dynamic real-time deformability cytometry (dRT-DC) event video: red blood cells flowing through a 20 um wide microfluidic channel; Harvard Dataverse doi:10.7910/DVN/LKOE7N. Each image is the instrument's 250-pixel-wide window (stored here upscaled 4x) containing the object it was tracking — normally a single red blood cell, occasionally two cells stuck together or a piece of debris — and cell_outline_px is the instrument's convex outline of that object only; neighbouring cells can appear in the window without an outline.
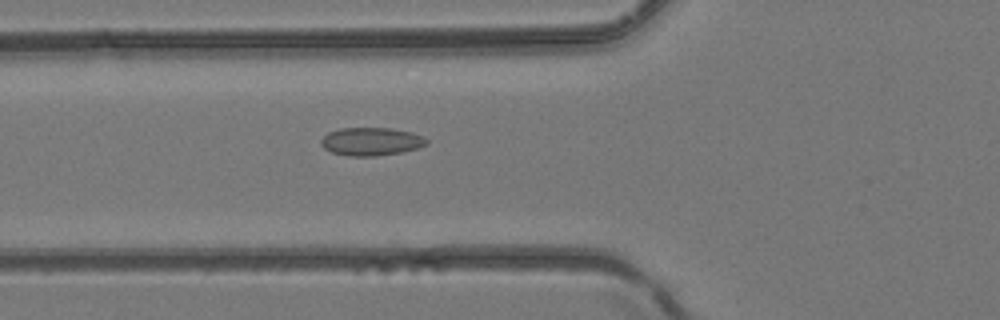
{"species": "common noctule bat (a hibernating species)", "species_latin": "Nyctalus noctula", "temperature_condition": "room temperature", "stored_images_in_passage": 38, "camera_frame_rate_fps": 3000, "um_per_image_px": 0.085, "animal": {"sex": "female", "body_mass_g": 24.6, "forearm_length_mm": 56.2}, "frame": {"image": 1, "passage_image": 11, "time_ms": 3.333, "image_size_px": [1000, 320], "cell_outline_px": [[428, 144], [420, 148], [400, 152], [376, 156], [348, 156], [332, 152], [324, 148], [320, 144], [320, 140], [328, 132], [340, 128], [392, 128], [412, 132], [424, 136], [428, 140]], "centroid_in_image_um": [31.57, 12.02], "position_along_channel_um": 94.2, "area_um2": 17.46}}
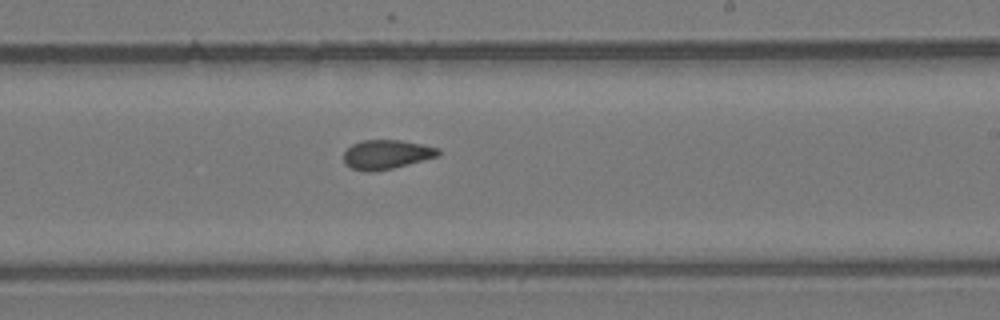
{"frame": {"image": 2, "passage_image": 21, "time_ms": 6.667, "image_size_px": [1000, 320], "cell_outline_px": [[440, 156], [392, 168], [372, 172], [368, 172], [352, 168], [344, 164], [344, 152], [352, 144], [364, 140], [400, 140], [424, 144], [440, 148]], "centroid_in_image_um": [32.88, 13.12], "position_along_channel_um": 256.1, "area_um2": 16.18}}
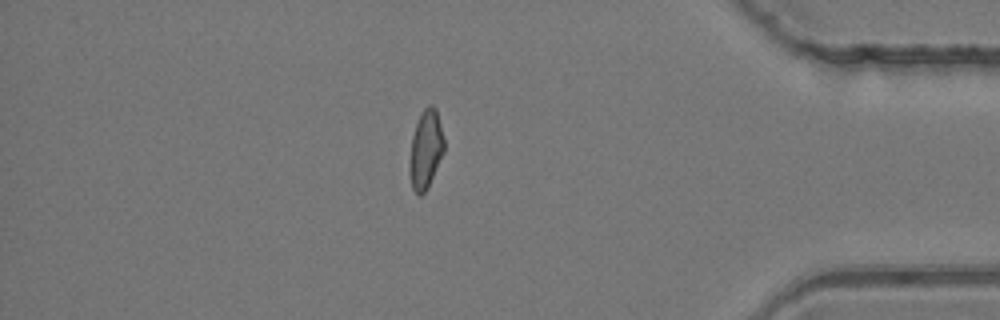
{"frame": {"image": 3, "passage_image": 32, "time_ms": 10.333, "image_size_px": [1000, 320], "cell_outline_px": [[444, 152], [428, 188], [420, 196], [412, 188], [408, 172], [408, 164], [412, 136], [416, 124], [424, 108], [428, 104], [432, 104], [436, 108], [444, 136]], "centroid_in_image_um": [36.18, 12.71], "position_along_channel_um": 399.0, "area_um2": 16.07}}